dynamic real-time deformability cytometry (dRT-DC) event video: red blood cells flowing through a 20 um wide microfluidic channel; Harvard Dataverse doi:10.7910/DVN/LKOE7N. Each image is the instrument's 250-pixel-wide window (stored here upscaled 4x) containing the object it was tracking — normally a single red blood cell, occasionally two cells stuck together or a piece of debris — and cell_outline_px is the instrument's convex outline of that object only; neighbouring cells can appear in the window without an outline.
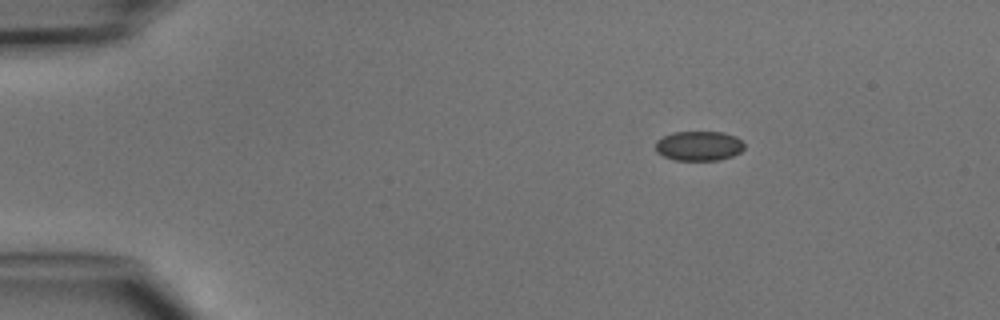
{"species": "common noctule bat (a hibernating species)", "species_latin": "Nyctalus noctula", "temperature_condition": "cold", "stored_images_in_passage": 3, "camera_frame_rate_fps": 3000, "um_per_image_px": 0.085, "animal": {"sex": "male", "body_mass_g": 15.6}, "frame": {"image": 1, "passage_image": 1, "time_ms": 0.0, "image_size_px": [1000, 320], "cell_outline_px": [[744, 148], [740, 152], [732, 156], [716, 160], [676, 160], [664, 156], [656, 152], [656, 140], [672, 132], [724, 132], [736, 136], [744, 144]], "centroid_in_image_um": [59.4, 12.39], "position_along_channel_um": 25.6, "area_um2": 15.32}}
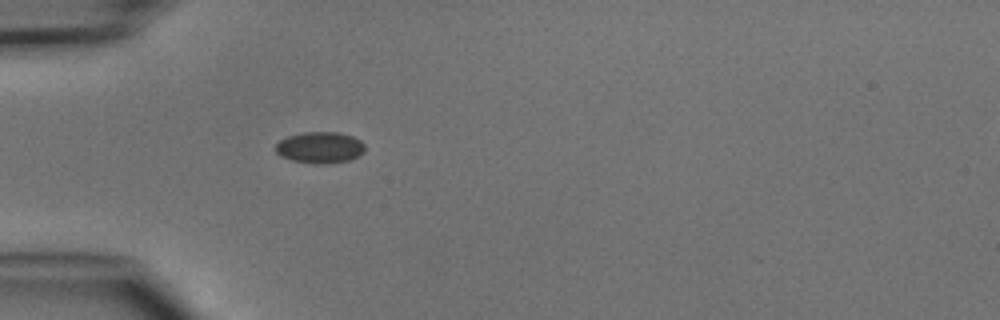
{"frame": {"image": 2, "passage_image": 3, "time_ms": 2.333, "image_size_px": [1000, 320], "cell_outline_px": [[364, 152], [348, 160], [328, 164], [316, 164], [292, 160], [280, 156], [276, 152], [276, 144], [280, 140], [288, 136], [304, 132], [336, 132], [352, 136], [360, 140], [364, 144]], "centroid_in_image_um": [27.18, 12.54], "position_along_channel_um": 57.8, "area_um2": 16.24}}